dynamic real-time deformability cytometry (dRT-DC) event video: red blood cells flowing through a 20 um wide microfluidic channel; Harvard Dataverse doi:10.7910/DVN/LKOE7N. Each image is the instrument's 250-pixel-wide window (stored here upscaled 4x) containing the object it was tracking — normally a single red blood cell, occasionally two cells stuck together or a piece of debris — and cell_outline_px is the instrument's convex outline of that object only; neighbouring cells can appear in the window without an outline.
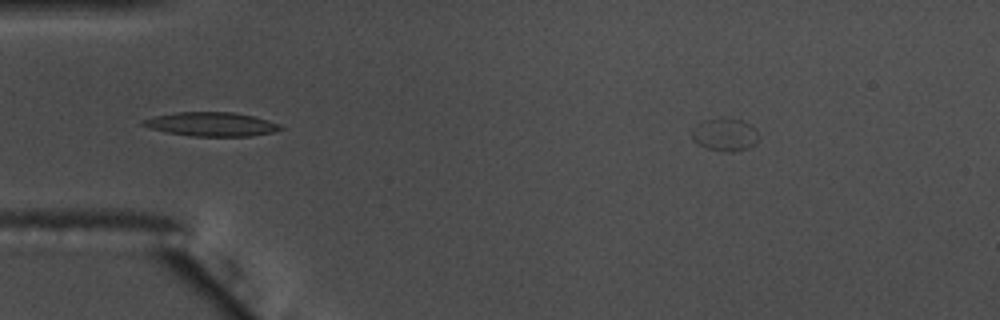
{"species": "common noctule bat (a hibernating species)", "species_latin": "Nyctalus noctula", "temperature_condition": "warm", "stored_images_in_passage": 37, "camera_frame_rate_fps": 3000, "um_per_image_px": 0.085, "animal": {"sex": "male", "body_mass_g": 17.5, "forearm_length_mm": 52.3}, "frame": {"image": 1, "passage_image": 1, "time_ms": 0.0, "image_size_px": [1000, 320], "cell_outline_px": [[756, 144], [748, 148], [736, 152], [724, 152], [704, 148], [692, 140], [692, 128], [696, 124], [704, 120], [720, 116], [744, 120], [756, 132]], "centroid_in_image_um": [61.55, 11.44], "position_along_channel_um": 23.4, "area_um2": 13.06}}
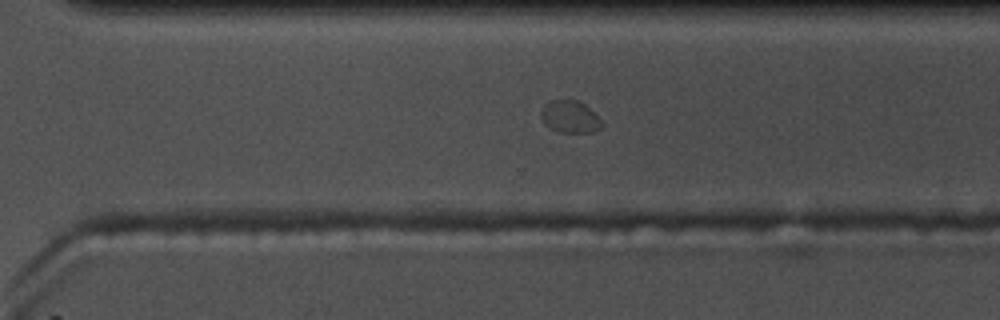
{"frame": {"image": 2, "passage_image": 32, "time_ms": 10.333, "image_size_px": [1000, 320], "cell_outline_px": [[604, 128], [596, 132], [560, 132], [548, 128], [544, 124], [540, 116], [540, 112], [544, 104], [552, 100], [580, 100], [604, 124]], "centroid_in_image_um": [48.44, 9.94], "position_along_channel_um": 322.2, "area_um2": 11.56}}
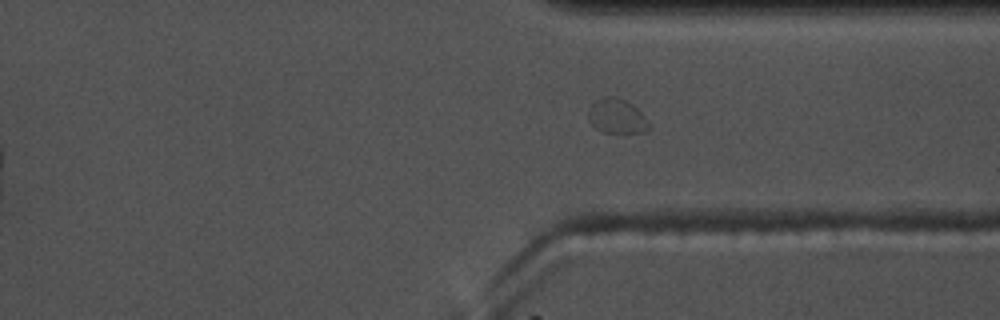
{"frame": {"image": 3, "passage_image": 35, "time_ms": 11.333, "image_size_px": [1000, 320], "cell_outline_px": [[652, 128], [648, 132], [600, 132], [588, 120], [588, 112], [592, 104], [596, 100], [608, 96], [612, 96], [624, 100], [632, 104], [652, 124]], "centroid_in_image_um": [52.47, 9.9], "position_along_channel_um": 358.9, "area_um2": 12.25}}